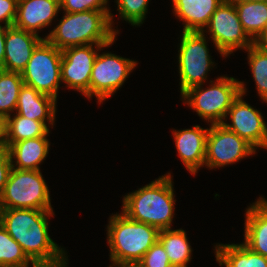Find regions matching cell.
<instances>
[{
	"label": "cell",
	"instance_id": "603a6c76",
	"mask_svg": "<svg viewBox=\"0 0 267 267\" xmlns=\"http://www.w3.org/2000/svg\"><path fill=\"white\" fill-rule=\"evenodd\" d=\"M49 126L41 121L28 119L16 113L3 121V143H15L25 139L47 136Z\"/></svg>",
	"mask_w": 267,
	"mask_h": 267
},
{
	"label": "cell",
	"instance_id": "e0dca14e",
	"mask_svg": "<svg viewBox=\"0 0 267 267\" xmlns=\"http://www.w3.org/2000/svg\"><path fill=\"white\" fill-rule=\"evenodd\" d=\"M57 100L38 92L35 88L23 84L16 105V113L28 119L46 121L54 125Z\"/></svg>",
	"mask_w": 267,
	"mask_h": 267
},
{
	"label": "cell",
	"instance_id": "83f0119b",
	"mask_svg": "<svg viewBox=\"0 0 267 267\" xmlns=\"http://www.w3.org/2000/svg\"><path fill=\"white\" fill-rule=\"evenodd\" d=\"M120 18L133 26L144 22L149 0H116Z\"/></svg>",
	"mask_w": 267,
	"mask_h": 267
},
{
	"label": "cell",
	"instance_id": "d6a6232c",
	"mask_svg": "<svg viewBox=\"0 0 267 267\" xmlns=\"http://www.w3.org/2000/svg\"><path fill=\"white\" fill-rule=\"evenodd\" d=\"M7 32V26L0 25V69L3 68L5 59V37Z\"/></svg>",
	"mask_w": 267,
	"mask_h": 267
},
{
	"label": "cell",
	"instance_id": "30bf717a",
	"mask_svg": "<svg viewBox=\"0 0 267 267\" xmlns=\"http://www.w3.org/2000/svg\"><path fill=\"white\" fill-rule=\"evenodd\" d=\"M136 66L137 61L108 52L98 53L89 82V99L95 96L100 104L113 96Z\"/></svg>",
	"mask_w": 267,
	"mask_h": 267
},
{
	"label": "cell",
	"instance_id": "2e32d148",
	"mask_svg": "<svg viewBox=\"0 0 267 267\" xmlns=\"http://www.w3.org/2000/svg\"><path fill=\"white\" fill-rule=\"evenodd\" d=\"M60 9V0H18L14 27L38 35L51 24Z\"/></svg>",
	"mask_w": 267,
	"mask_h": 267
},
{
	"label": "cell",
	"instance_id": "f1b7e54d",
	"mask_svg": "<svg viewBox=\"0 0 267 267\" xmlns=\"http://www.w3.org/2000/svg\"><path fill=\"white\" fill-rule=\"evenodd\" d=\"M136 267H172V265L163 245L157 240L136 264Z\"/></svg>",
	"mask_w": 267,
	"mask_h": 267
},
{
	"label": "cell",
	"instance_id": "7a4b0ae2",
	"mask_svg": "<svg viewBox=\"0 0 267 267\" xmlns=\"http://www.w3.org/2000/svg\"><path fill=\"white\" fill-rule=\"evenodd\" d=\"M110 10L65 12L59 24L44 38L61 51L83 45H107L119 31L113 29Z\"/></svg>",
	"mask_w": 267,
	"mask_h": 267
},
{
	"label": "cell",
	"instance_id": "e575fe53",
	"mask_svg": "<svg viewBox=\"0 0 267 267\" xmlns=\"http://www.w3.org/2000/svg\"><path fill=\"white\" fill-rule=\"evenodd\" d=\"M3 146V121L0 119V148Z\"/></svg>",
	"mask_w": 267,
	"mask_h": 267
},
{
	"label": "cell",
	"instance_id": "cb8c5ba5",
	"mask_svg": "<svg viewBox=\"0 0 267 267\" xmlns=\"http://www.w3.org/2000/svg\"><path fill=\"white\" fill-rule=\"evenodd\" d=\"M183 229L160 230L158 240L163 245L172 267H187L191 261L192 248Z\"/></svg>",
	"mask_w": 267,
	"mask_h": 267
},
{
	"label": "cell",
	"instance_id": "52a82bcc",
	"mask_svg": "<svg viewBox=\"0 0 267 267\" xmlns=\"http://www.w3.org/2000/svg\"><path fill=\"white\" fill-rule=\"evenodd\" d=\"M62 51L43 39L21 72L24 84L57 100L61 84Z\"/></svg>",
	"mask_w": 267,
	"mask_h": 267
},
{
	"label": "cell",
	"instance_id": "8992f818",
	"mask_svg": "<svg viewBox=\"0 0 267 267\" xmlns=\"http://www.w3.org/2000/svg\"><path fill=\"white\" fill-rule=\"evenodd\" d=\"M40 170L11 168L0 198V209L53 210L50 192Z\"/></svg>",
	"mask_w": 267,
	"mask_h": 267
},
{
	"label": "cell",
	"instance_id": "9a60e30c",
	"mask_svg": "<svg viewBox=\"0 0 267 267\" xmlns=\"http://www.w3.org/2000/svg\"><path fill=\"white\" fill-rule=\"evenodd\" d=\"M209 128H201L199 125L191 129L175 130V147L178 155L191 174H196L205 164L206 139Z\"/></svg>",
	"mask_w": 267,
	"mask_h": 267
},
{
	"label": "cell",
	"instance_id": "ac0fdd59",
	"mask_svg": "<svg viewBox=\"0 0 267 267\" xmlns=\"http://www.w3.org/2000/svg\"><path fill=\"white\" fill-rule=\"evenodd\" d=\"M47 137L48 136H40L15 143H3V146L8 150L12 168L40 170L39 165L45 160L49 152L50 142Z\"/></svg>",
	"mask_w": 267,
	"mask_h": 267
},
{
	"label": "cell",
	"instance_id": "6da1fadb",
	"mask_svg": "<svg viewBox=\"0 0 267 267\" xmlns=\"http://www.w3.org/2000/svg\"><path fill=\"white\" fill-rule=\"evenodd\" d=\"M53 215V210L0 209V224L35 265H67V253L48 232Z\"/></svg>",
	"mask_w": 267,
	"mask_h": 267
},
{
	"label": "cell",
	"instance_id": "7c38bea8",
	"mask_svg": "<svg viewBox=\"0 0 267 267\" xmlns=\"http://www.w3.org/2000/svg\"><path fill=\"white\" fill-rule=\"evenodd\" d=\"M114 42L115 39L107 45H96V49L93 47L94 44H90L62 50L61 82L89 98V82L97 52Z\"/></svg>",
	"mask_w": 267,
	"mask_h": 267
},
{
	"label": "cell",
	"instance_id": "d4e9b609",
	"mask_svg": "<svg viewBox=\"0 0 267 267\" xmlns=\"http://www.w3.org/2000/svg\"><path fill=\"white\" fill-rule=\"evenodd\" d=\"M24 81L19 72L0 69V119L4 121L16 110L17 100Z\"/></svg>",
	"mask_w": 267,
	"mask_h": 267
},
{
	"label": "cell",
	"instance_id": "f546056e",
	"mask_svg": "<svg viewBox=\"0 0 267 267\" xmlns=\"http://www.w3.org/2000/svg\"><path fill=\"white\" fill-rule=\"evenodd\" d=\"M108 0H60L64 12L78 13L87 10H109Z\"/></svg>",
	"mask_w": 267,
	"mask_h": 267
},
{
	"label": "cell",
	"instance_id": "d590c367",
	"mask_svg": "<svg viewBox=\"0 0 267 267\" xmlns=\"http://www.w3.org/2000/svg\"><path fill=\"white\" fill-rule=\"evenodd\" d=\"M33 267H67V265H35Z\"/></svg>",
	"mask_w": 267,
	"mask_h": 267
},
{
	"label": "cell",
	"instance_id": "1f68e13d",
	"mask_svg": "<svg viewBox=\"0 0 267 267\" xmlns=\"http://www.w3.org/2000/svg\"><path fill=\"white\" fill-rule=\"evenodd\" d=\"M11 159L6 147L0 148V198L4 191L5 184L7 183L9 173L11 171Z\"/></svg>",
	"mask_w": 267,
	"mask_h": 267
},
{
	"label": "cell",
	"instance_id": "ba28073f",
	"mask_svg": "<svg viewBox=\"0 0 267 267\" xmlns=\"http://www.w3.org/2000/svg\"><path fill=\"white\" fill-rule=\"evenodd\" d=\"M178 64L181 95L194 86L202 85L207 79L214 62L209 54L204 32H182Z\"/></svg>",
	"mask_w": 267,
	"mask_h": 267
},
{
	"label": "cell",
	"instance_id": "8fae6325",
	"mask_svg": "<svg viewBox=\"0 0 267 267\" xmlns=\"http://www.w3.org/2000/svg\"><path fill=\"white\" fill-rule=\"evenodd\" d=\"M206 139L205 166L220 168L256 154V149L245 139L222 124H210Z\"/></svg>",
	"mask_w": 267,
	"mask_h": 267
},
{
	"label": "cell",
	"instance_id": "4fadbf2b",
	"mask_svg": "<svg viewBox=\"0 0 267 267\" xmlns=\"http://www.w3.org/2000/svg\"><path fill=\"white\" fill-rule=\"evenodd\" d=\"M240 84L241 94L226 114V117L229 115L231 124L225 122L221 124L245 139L255 149L258 147L267 149V125L264 117L260 111L254 109L242 99L247 89L244 82L240 81Z\"/></svg>",
	"mask_w": 267,
	"mask_h": 267
},
{
	"label": "cell",
	"instance_id": "3957f363",
	"mask_svg": "<svg viewBox=\"0 0 267 267\" xmlns=\"http://www.w3.org/2000/svg\"><path fill=\"white\" fill-rule=\"evenodd\" d=\"M172 177L164 174L123 198L122 212L130 219L149 224L159 231L171 228L174 217Z\"/></svg>",
	"mask_w": 267,
	"mask_h": 267
},
{
	"label": "cell",
	"instance_id": "484cf974",
	"mask_svg": "<svg viewBox=\"0 0 267 267\" xmlns=\"http://www.w3.org/2000/svg\"><path fill=\"white\" fill-rule=\"evenodd\" d=\"M248 63L260 98L267 103V49L253 43L247 50Z\"/></svg>",
	"mask_w": 267,
	"mask_h": 267
},
{
	"label": "cell",
	"instance_id": "277c9868",
	"mask_svg": "<svg viewBox=\"0 0 267 267\" xmlns=\"http://www.w3.org/2000/svg\"><path fill=\"white\" fill-rule=\"evenodd\" d=\"M159 230L146 223L130 219L126 214H114L107 226L110 267L136 266L158 240Z\"/></svg>",
	"mask_w": 267,
	"mask_h": 267
},
{
	"label": "cell",
	"instance_id": "5bb4252c",
	"mask_svg": "<svg viewBox=\"0 0 267 267\" xmlns=\"http://www.w3.org/2000/svg\"><path fill=\"white\" fill-rule=\"evenodd\" d=\"M43 39L35 33L14 26L7 27L2 69L21 73L26 68L33 50Z\"/></svg>",
	"mask_w": 267,
	"mask_h": 267
},
{
	"label": "cell",
	"instance_id": "ffe728a7",
	"mask_svg": "<svg viewBox=\"0 0 267 267\" xmlns=\"http://www.w3.org/2000/svg\"><path fill=\"white\" fill-rule=\"evenodd\" d=\"M223 0H172L174 14L184 22V32H205L212 14Z\"/></svg>",
	"mask_w": 267,
	"mask_h": 267
},
{
	"label": "cell",
	"instance_id": "5b68a950",
	"mask_svg": "<svg viewBox=\"0 0 267 267\" xmlns=\"http://www.w3.org/2000/svg\"><path fill=\"white\" fill-rule=\"evenodd\" d=\"M211 85L202 89V85L191 87L182 94L184 104L202 119L211 124H221L226 119V114L233 102L241 94L240 81L227 76H221L210 80Z\"/></svg>",
	"mask_w": 267,
	"mask_h": 267
},
{
	"label": "cell",
	"instance_id": "836d02e7",
	"mask_svg": "<svg viewBox=\"0 0 267 267\" xmlns=\"http://www.w3.org/2000/svg\"><path fill=\"white\" fill-rule=\"evenodd\" d=\"M264 49H267V32L258 42Z\"/></svg>",
	"mask_w": 267,
	"mask_h": 267
},
{
	"label": "cell",
	"instance_id": "7402d4cb",
	"mask_svg": "<svg viewBox=\"0 0 267 267\" xmlns=\"http://www.w3.org/2000/svg\"><path fill=\"white\" fill-rule=\"evenodd\" d=\"M216 261L225 267H267V257L241 244H216Z\"/></svg>",
	"mask_w": 267,
	"mask_h": 267
},
{
	"label": "cell",
	"instance_id": "4316f807",
	"mask_svg": "<svg viewBox=\"0 0 267 267\" xmlns=\"http://www.w3.org/2000/svg\"><path fill=\"white\" fill-rule=\"evenodd\" d=\"M30 263L35 266L20 244L0 224V267H29Z\"/></svg>",
	"mask_w": 267,
	"mask_h": 267
},
{
	"label": "cell",
	"instance_id": "44dd1931",
	"mask_svg": "<svg viewBox=\"0 0 267 267\" xmlns=\"http://www.w3.org/2000/svg\"><path fill=\"white\" fill-rule=\"evenodd\" d=\"M233 3L244 32L258 43L267 32V1Z\"/></svg>",
	"mask_w": 267,
	"mask_h": 267
},
{
	"label": "cell",
	"instance_id": "9c48e42d",
	"mask_svg": "<svg viewBox=\"0 0 267 267\" xmlns=\"http://www.w3.org/2000/svg\"><path fill=\"white\" fill-rule=\"evenodd\" d=\"M205 29L210 32L211 40L222 57L229 56L237 49L247 50L254 43L244 32L231 0L222 1Z\"/></svg>",
	"mask_w": 267,
	"mask_h": 267
},
{
	"label": "cell",
	"instance_id": "d6986e66",
	"mask_svg": "<svg viewBox=\"0 0 267 267\" xmlns=\"http://www.w3.org/2000/svg\"><path fill=\"white\" fill-rule=\"evenodd\" d=\"M244 245L267 257V200L263 197L246 210Z\"/></svg>",
	"mask_w": 267,
	"mask_h": 267
},
{
	"label": "cell",
	"instance_id": "4dcf8cb0",
	"mask_svg": "<svg viewBox=\"0 0 267 267\" xmlns=\"http://www.w3.org/2000/svg\"><path fill=\"white\" fill-rule=\"evenodd\" d=\"M17 6L18 0H0V23L4 22L7 27L13 26L17 14Z\"/></svg>",
	"mask_w": 267,
	"mask_h": 267
},
{
	"label": "cell",
	"instance_id": "8d00e7d4",
	"mask_svg": "<svg viewBox=\"0 0 267 267\" xmlns=\"http://www.w3.org/2000/svg\"><path fill=\"white\" fill-rule=\"evenodd\" d=\"M232 2H252V1H260L266 2L267 0H231Z\"/></svg>",
	"mask_w": 267,
	"mask_h": 267
}]
</instances>
